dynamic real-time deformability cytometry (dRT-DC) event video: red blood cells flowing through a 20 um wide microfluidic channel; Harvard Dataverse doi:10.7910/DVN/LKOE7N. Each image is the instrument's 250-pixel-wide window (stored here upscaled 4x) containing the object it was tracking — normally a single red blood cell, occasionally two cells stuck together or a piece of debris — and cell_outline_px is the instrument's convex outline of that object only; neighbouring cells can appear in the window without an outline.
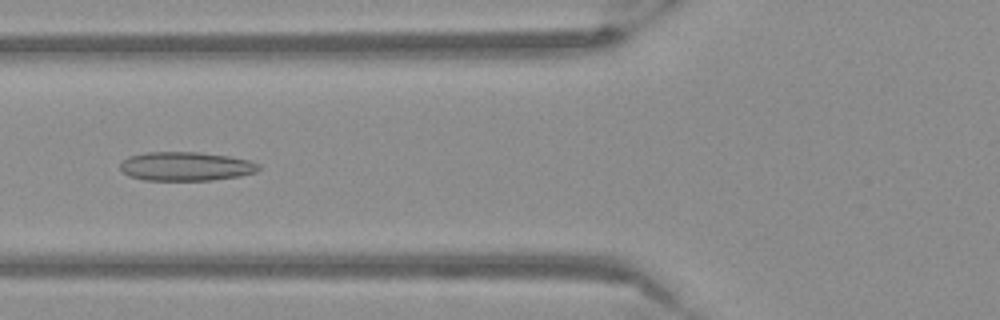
{"species": "Egyptian fruit bat (a non-hibernating species)", "species_latin": "Rousettus aegyptiacus", "temperature_condition": "warm", "stored_images_in_passage": 53, "camera_frame_rate_fps": 3000, "um_per_image_px": 0.085, "frame": {"image": 1, "passage_image": 21, "time_ms": 6.667, "image_size_px": [1000, 320], "cell_outline_px": [[260, 168], [256, 172], [240, 176], [212, 180], [144, 180], [132, 176], [124, 172], [120, 168], [120, 164], [128, 156], [144, 152], [200, 152], [228, 156], [248, 160], [260, 164]], "centroid_in_image_um": [15.81, 14.13], "position_along_channel_um": 110.0, "area_um2": 23.29}}
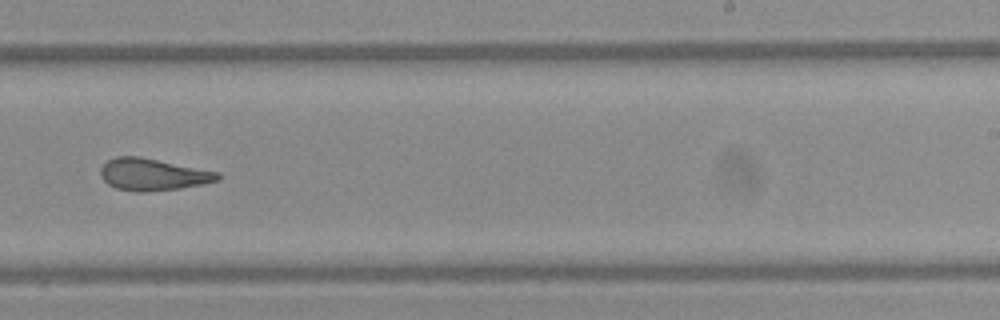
{"frame": {"image": 2, "passage_image": 34, "time_ms": 11.0, "image_size_px": [1000, 320], "cell_outline_px": [[220, 180], [204, 184], [180, 188], [144, 192], [136, 192], [116, 188], [108, 184], [104, 180], [100, 172], [100, 168], [108, 160], [116, 156], [140, 156], [220, 172]], "centroid_in_image_um": [13.01, 14.83], "position_along_channel_um": 276.0, "area_um2": 21.91}}
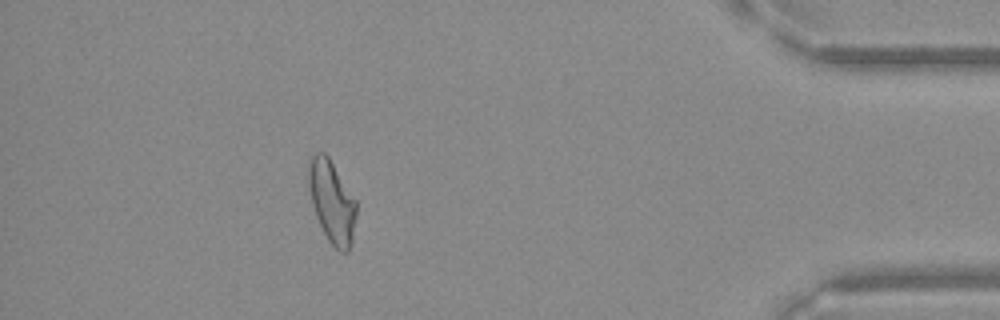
{"frame": {"image": 3, "passage_image": 48, "time_ms": 15.667, "image_size_px": [1000, 320], "cell_outline_px": [[356, 216], [352, 244], [348, 252], [340, 252], [328, 240], [316, 216], [312, 204], [308, 188], [308, 168], [312, 156], [316, 152], [324, 152], [328, 156], [356, 200]], "centroid_in_image_um": [28.22, 17.16], "position_along_channel_um": 407.0, "area_um2": 22.83}}